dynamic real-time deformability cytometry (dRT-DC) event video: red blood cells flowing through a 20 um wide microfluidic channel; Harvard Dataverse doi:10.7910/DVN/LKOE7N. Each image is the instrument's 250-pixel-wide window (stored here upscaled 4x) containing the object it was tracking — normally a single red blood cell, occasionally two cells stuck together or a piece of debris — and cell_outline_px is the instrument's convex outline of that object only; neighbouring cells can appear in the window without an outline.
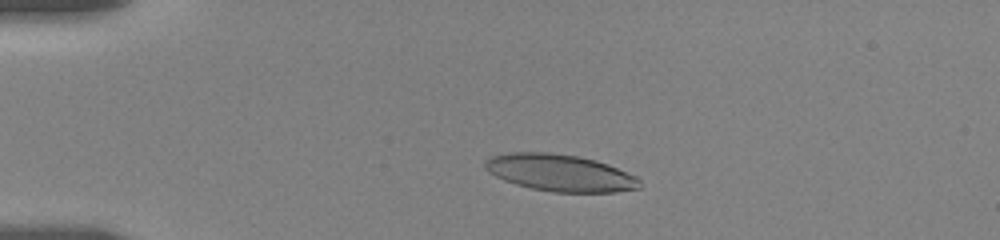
{"species": "human", "species_latin": "Homo sapiens", "temperature_condition": "room temperature", "stored_images_in_passage": 42, "camera_frame_rate_fps": 3000, "um_per_image_px": 0.085, "donor": {"sex": "female"}, "frame": {"image": 1, "passage_image": 3, "time_ms": 1.0, "image_size_px": [1000, 240], "cell_outline_px": [[640, 188], [616, 192], [552, 192], [532, 188], [516, 184], [504, 180], [488, 172], [484, 168], [484, 160], [488, 156], [508, 152], [552, 152], [580, 156], [596, 160], [608, 164], [636, 176], [640, 180]], "centroid_in_image_um": [47.57, 14.67], "position_along_channel_um": 37.4, "area_um2": 33.58}}
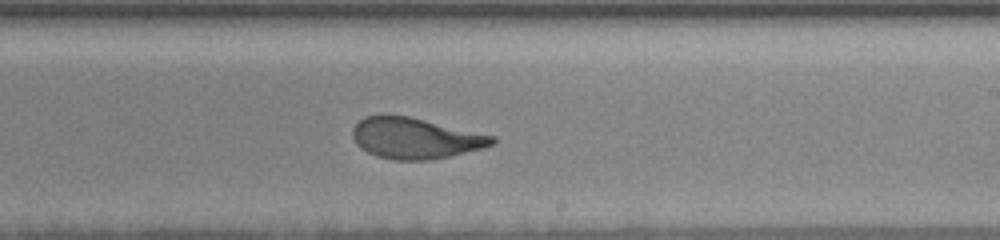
{"frame": {"image": 2, "passage_image": 24, "time_ms": 8.333, "image_size_px": [1000, 240], "cell_outline_px": [[496, 144], [432, 160], [392, 160], [376, 156], [360, 148], [356, 144], [352, 136], [352, 128], [364, 116], [408, 116], [496, 136]], "centroid_in_image_um": [35.29, 11.76], "position_along_channel_um": 253.7, "area_um2": 33.06}}
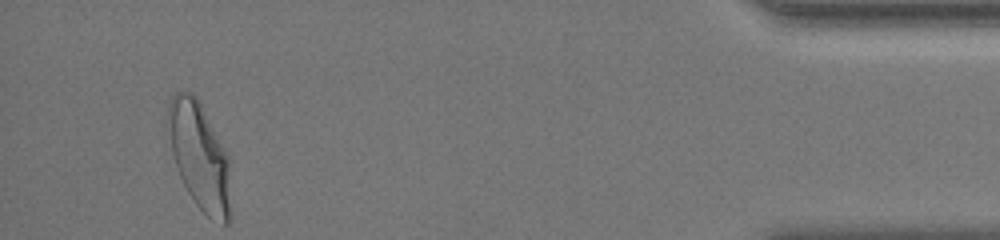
{"frame": {"image": 3, "passage_image": 42, "time_ms": 14.667, "image_size_px": [1000, 240], "cell_outline_px": [[232, 220], [228, 224], [224, 224], [208, 216], [196, 204], [188, 192], [176, 168], [164, 128], [164, 124], [168, 104], [172, 96], [176, 92], [192, 92], [200, 100], [228, 156], [232, 216]], "centroid_in_image_um": [16.93, 13.24], "position_along_channel_um": 418.3, "area_um2": 40.06}, "authors_computed_cell_mechanics": {"area_um2": 34.1309, "velocity_mm_per_s": 3.5577, "shape_relaxation_time_tau1_ms": 4.0675, "shape_relaxation_time_tau2_ms": 1.0882, "deformation_change_tau1": 0.1925, "deformation_change_tau2": 0.0808}}